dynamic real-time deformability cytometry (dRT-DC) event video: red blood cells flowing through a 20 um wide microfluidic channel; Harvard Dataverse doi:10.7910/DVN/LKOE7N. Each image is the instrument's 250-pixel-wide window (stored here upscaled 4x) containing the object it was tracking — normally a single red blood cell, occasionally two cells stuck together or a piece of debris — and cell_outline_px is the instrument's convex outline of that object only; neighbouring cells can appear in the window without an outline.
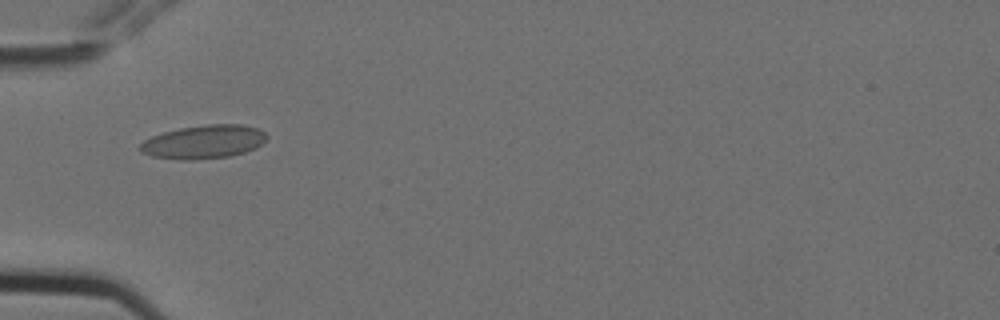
{"species": "Egyptian fruit bat (a non-hibernating species)", "species_latin": "Rousettus aegyptiacus", "temperature_condition": "cold", "stored_images_in_passage": 3, "camera_frame_rate_fps": 3000, "um_per_image_px": 0.085, "animal": {"sex": "female"}, "frame": {"image": 1, "passage_image": 3, "time_ms": 0.667, "image_size_px": [1000, 320], "cell_outline_px": [[268, 136], [256, 148], [232, 156], [192, 160], [180, 160], [152, 156], [140, 152], [140, 144], [144, 140], [152, 136], [164, 132], [180, 128], [204, 124], [240, 124], [256, 128], [264, 132]], "centroid_in_image_um": [17.3, 12.06], "position_along_channel_um": 67.7, "area_um2": 24.74}}